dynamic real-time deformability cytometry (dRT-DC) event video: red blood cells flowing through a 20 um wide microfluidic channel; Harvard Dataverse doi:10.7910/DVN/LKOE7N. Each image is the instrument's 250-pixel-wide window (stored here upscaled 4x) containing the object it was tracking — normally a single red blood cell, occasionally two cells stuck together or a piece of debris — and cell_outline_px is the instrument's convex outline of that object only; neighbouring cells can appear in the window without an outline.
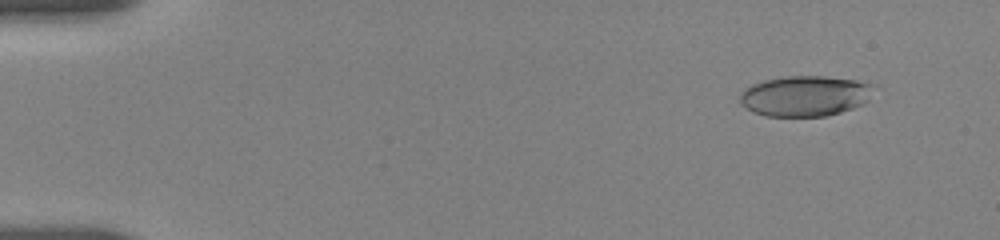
{"species": "human", "species_latin": "Homo sapiens", "temperature_condition": "room temperature", "stored_images_in_passage": 6, "camera_frame_rate_fps": 3000, "um_per_image_px": 0.085, "donor": {"sex": "female"}, "frame": {"image": 1, "passage_image": 2, "time_ms": 1.0, "image_size_px": [1000, 240], "cell_outline_px": [[876, 84], [868, 100], [864, 104], [840, 112], [824, 116], [764, 116], [740, 104], [740, 92], [744, 88], [752, 84], [764, 80], [784, 76], [824, 76], [856, 80]], "centroid_in_image_um": [68.44, 8.14], "position_along_channel_um": 16.6, "area_um2": 31.73}}
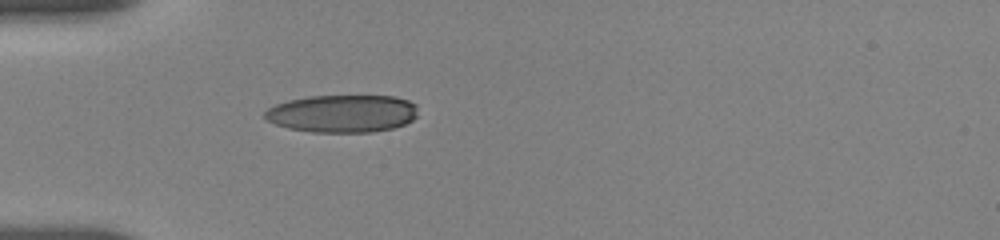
{"frame": {"image": 2, "passage_image": 6, "time_ms": 5.0, "image_size_px": [1000, 240], "cell_outline_px": [[416, 116], [412, 120], [404, 124], [392, 128], [372, 132], [312, 132], [288, 128], [276, 124], [268, 120], [264, 116], [264, 112], [268, 108], [276, 104], [288, 100], [312, 96], [392, 96], [408, 100], [416, 104]], "centroid_in_image_um": [29.1, 9.65], "position_along_channel_um": 55.9, "area_um2": 33.47}}